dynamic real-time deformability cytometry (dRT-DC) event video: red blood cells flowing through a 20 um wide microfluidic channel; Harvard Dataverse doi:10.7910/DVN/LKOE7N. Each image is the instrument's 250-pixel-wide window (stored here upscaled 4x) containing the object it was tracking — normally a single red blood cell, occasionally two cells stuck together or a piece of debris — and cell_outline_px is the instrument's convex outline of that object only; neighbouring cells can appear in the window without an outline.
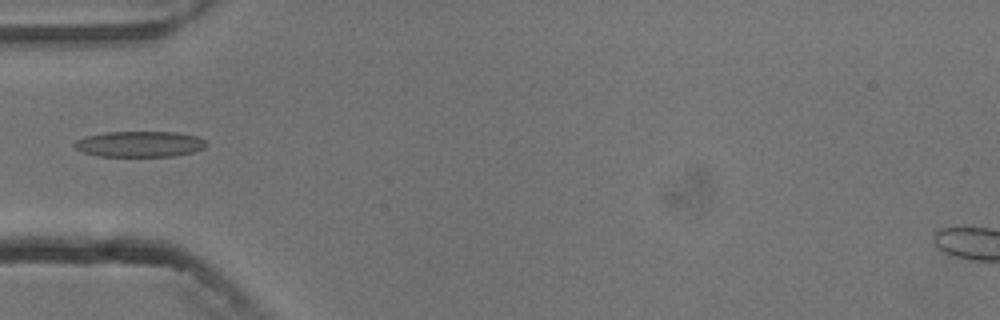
{"species": "common noctule bat (a hibernating species)", "species_latin": "Nyctalus noctula", "temperature_condition": "cold", "stored_images_in_passage": 6, "camera_frame_rate_fps": 3000, "um_per_image_px": 0.085, "animal": {"sex": "male", "body_mass_g": 13.3}, "frame": {"image": 1, "passage_image": 6, "time_ms": 5.667, "image_size_px": [1000, 320], "cell_outline_px": [[208, 144], [204, 148], [192, 152], [172, 156], [100, 156], [84, 152], [76, 148], [72, 144], [76, 140], [84, 136], [104, 132], [180, 132], [196, 136], [204, 140]], "centroid_in_image_um": [11.86, 12.23], "position_along_channel_um": 73.1, "area_um2": 19.83}}